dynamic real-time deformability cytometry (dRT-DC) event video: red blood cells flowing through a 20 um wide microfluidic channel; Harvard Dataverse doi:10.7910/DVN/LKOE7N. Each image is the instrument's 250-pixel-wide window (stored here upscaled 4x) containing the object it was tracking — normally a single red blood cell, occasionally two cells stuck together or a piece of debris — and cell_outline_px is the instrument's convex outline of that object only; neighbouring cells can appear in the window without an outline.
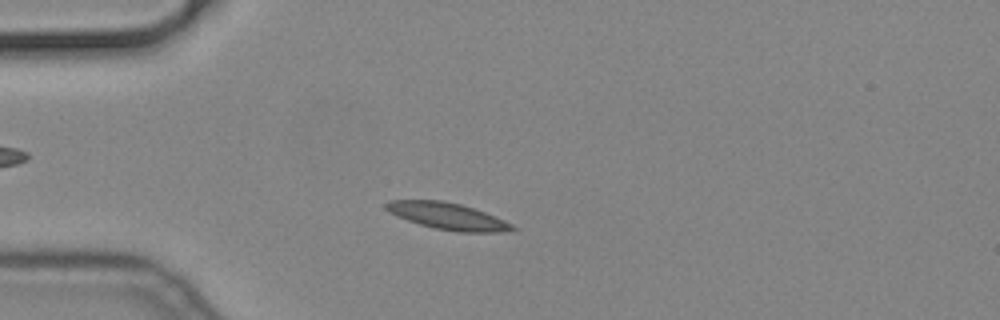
{"species": "common noctule bat (a hibernating species)", "species_latin": "Nyctalus noctula", "temperature_condition": "cold", "stored_images_in_passage": 50, "camera_frame_rate_fps": 3000, "um_per_image_px": 0.085, "animal": {"sex": "male", "body_mass_g": 19.2, "forearm_length_mm": 51.8}, "frame": {"image": 1, "passage_image": 8, "time_ms": 2.333, "image_size_px": [1000, 320], "cell_outline_px": [[516, 228], [512, 232], [456, 232], [436, 228], [420, 224], [396, 216], [388, 212], [384, 208], [384, 204], [388, 200], [444, 200], [460, 204], [496, 216], [512, 224]], "centroid_in_image_um": [38.04, 18.37], "position_along_channel_um": 47.0, "area_um2": 19.77}}
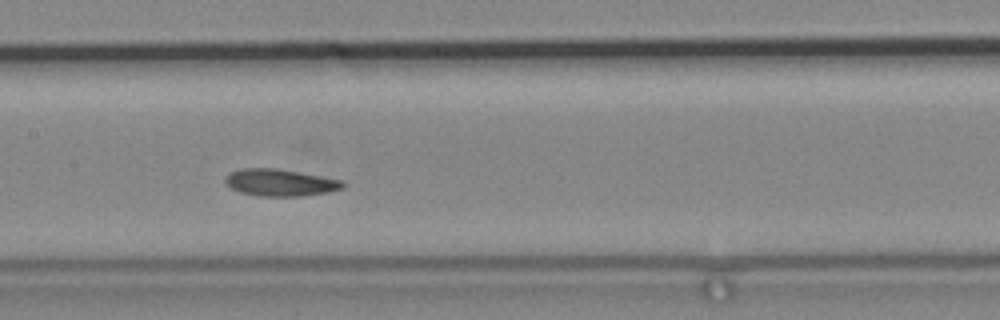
{"frame": {"image": 2, "passage_image": 21, "time_ms": 6.667, "image_size_px": [1000, 320], "cell_outline_px": [[344, 188], [328, 192], [304, 196], [260, 196], [240, 192], [232, 188], [224, 180], [224, 176], [240, 168], [276, 168], [344, 180]], "centroid_in_image_um": [23.83, 15.52], "position_along_channel_um": 183.6, "area_um2": 18.5}}
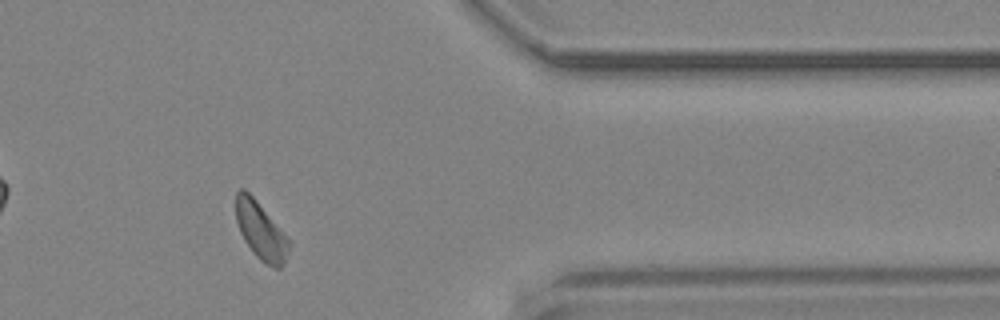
{"frame": {"image": 3, "passage_image": 40, "time_ms": 13.0, "image_size_px": [1000, 320], "cell_outline_px": [[288, 252], [284, 264], [280, 268], [276, 268], [260, 260], [252, 252], [244, 240], [240, 232], [236, 220], [236, 192], [240, 188], [244, 188], [256, 200], [288, 240]], "centroid_in_image_um": [22.12, 19.62], "position_along_channel_um": 389.3, "area_um2": 17.17}}